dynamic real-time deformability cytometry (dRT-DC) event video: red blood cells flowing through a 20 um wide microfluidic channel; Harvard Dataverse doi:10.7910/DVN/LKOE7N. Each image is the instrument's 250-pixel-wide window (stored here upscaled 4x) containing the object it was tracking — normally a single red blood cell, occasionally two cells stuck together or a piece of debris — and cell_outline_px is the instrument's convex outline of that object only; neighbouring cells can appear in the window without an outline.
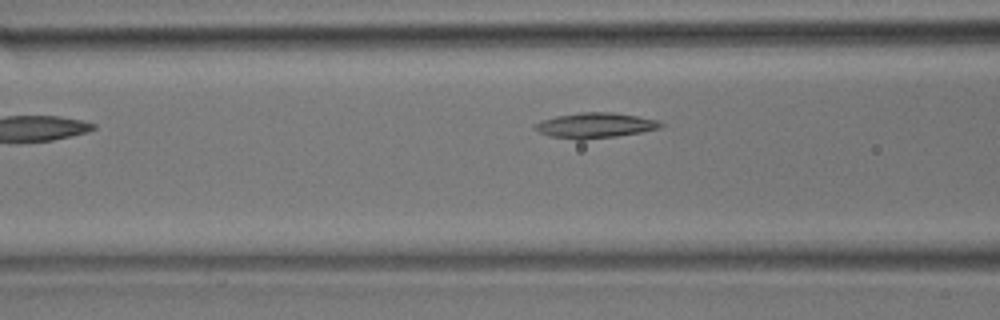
{"species": "common noctule bat (a hibernating species)", "species_latin": "Nyctalus noctula", "temperature_condition": "room temperature", "stored_images_in_passage": 4, "camera_frame_rate_fps": 3000, "um_per_image_px": 0.085, "animal": {"sex": "male", "body_mass_g": 17.9}, "frame": {"image": 1, "passage_image": 3, "time_ms": 2.0, "image_size_px": [1000, 320], "cell_outline_px": [[664, 124], [660, 128], [640, 132], [616, 136], [584, 140], [576, 140], [548, 136], [532, 128], [532, 124], [540, 120], [556, 116], [580, 112], [612, 112], [636, 116], [656, 120]], "centroid_in_image_um": [50.5, 10.66], "position_along_channel_um": 116.1, "area_um2": 18.61}}